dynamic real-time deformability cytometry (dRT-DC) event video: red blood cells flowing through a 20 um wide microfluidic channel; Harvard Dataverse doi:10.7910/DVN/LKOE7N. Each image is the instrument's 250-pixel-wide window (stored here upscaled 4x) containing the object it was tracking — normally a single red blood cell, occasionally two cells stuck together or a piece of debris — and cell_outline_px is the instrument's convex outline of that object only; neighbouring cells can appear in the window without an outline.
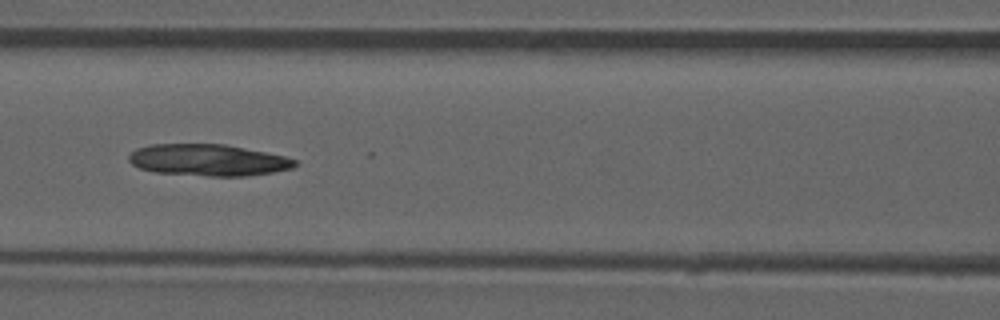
{"species": "common noctule bat (a hibernating species)", "species_latin": "Nyctalus noctula", "temperature_condition": "room temperature", "stored_images_in_passage": 52, "camera_frame_rate_fps": 3000, "um_per_image_px": 0.085, "animal": {"sex": "male", "forearm_length_mm": 52.5}, "frame": {"image": 1, "passage_image": 23, "time_ms": 7.333, "image_size_px": [1000, 320], "cell_outline_px": [[300, 164], [292, 168], [272, 172], [248, 176], [208, 176], [152, 172], [140, 168], [132, 164], [128, 160], [128, 156], [136, 148], [152, 144], [224, 144], [284, 156], [296, 160]], "centroid_in_image_um": [17.67, 13.61], "position_along_channel_um": 148.9, "area_um2": 30.63}}